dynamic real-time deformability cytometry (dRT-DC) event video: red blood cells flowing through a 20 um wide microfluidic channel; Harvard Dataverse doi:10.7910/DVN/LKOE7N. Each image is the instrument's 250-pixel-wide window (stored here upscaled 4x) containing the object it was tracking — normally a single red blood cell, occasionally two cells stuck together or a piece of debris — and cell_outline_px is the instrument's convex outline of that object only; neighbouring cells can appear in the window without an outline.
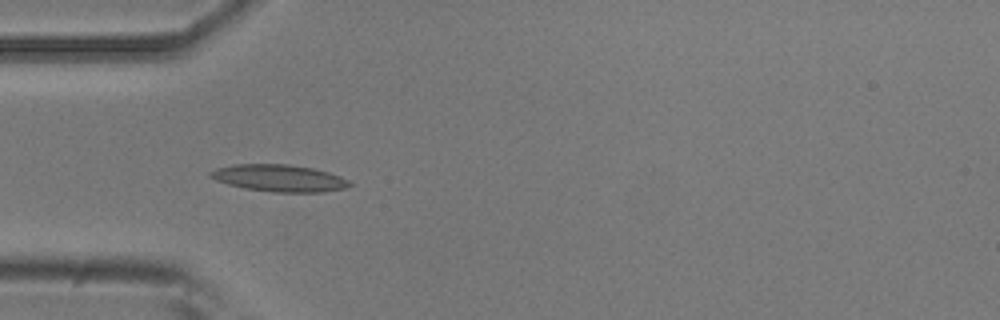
{"species": "common noctule bat (a hibernating species)", "species_latin": "Nyctalus noctula", "temperature_condition": "room temperature", "stored_images_in_passage": 4, "camera_frame_rate_fps": 3000, "um_per_image_px": 0.085, "animal": {"sex": "male", "body_mass_g": 20.5, "forearm_length_mm": 52.5}, "frame": {"image": 1, "passage_image": 3, "time_ms": 0.667, "image_size_px": [1000, 320], "cell_outline_px": [[352, 184], [344, 188], [324, 192], [272, 192], [244, 188], [228, 184], [216, 180], [208, 176], [208, 172], [216, 168], [236, 164], [288, 164], [312, 168], [328, 172], [340, 176], [348, 180]], "centroid_in_image_um": [23.7, 15.14], "position_along_channel_um": 61.3, "area_um2": 21.85}}
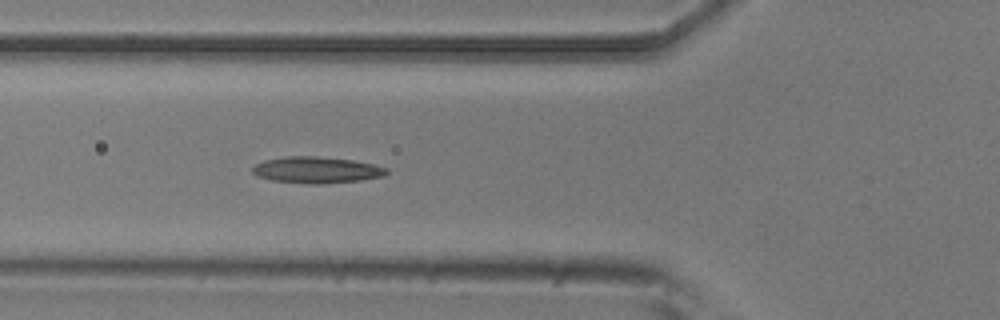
{"frame": {"image": 2, "passage_image": 4, "time_ms": 1.0, "image_size_px": [1000, 320], "cell_outline_px": [[388, 172], [384, 176], [360, 180], [320, 184], [308, 184], [272, 180], [260, 176], [252, 172], [252, 168], [256, 164], [264, 160], [288, 156], [316, 156], [352, 160], [372, 164], [388, 168]], "centroid_in_image_um": [26.92, 14.44], "position_along_channel_um": 98.9, "area_um2": 20.46}}